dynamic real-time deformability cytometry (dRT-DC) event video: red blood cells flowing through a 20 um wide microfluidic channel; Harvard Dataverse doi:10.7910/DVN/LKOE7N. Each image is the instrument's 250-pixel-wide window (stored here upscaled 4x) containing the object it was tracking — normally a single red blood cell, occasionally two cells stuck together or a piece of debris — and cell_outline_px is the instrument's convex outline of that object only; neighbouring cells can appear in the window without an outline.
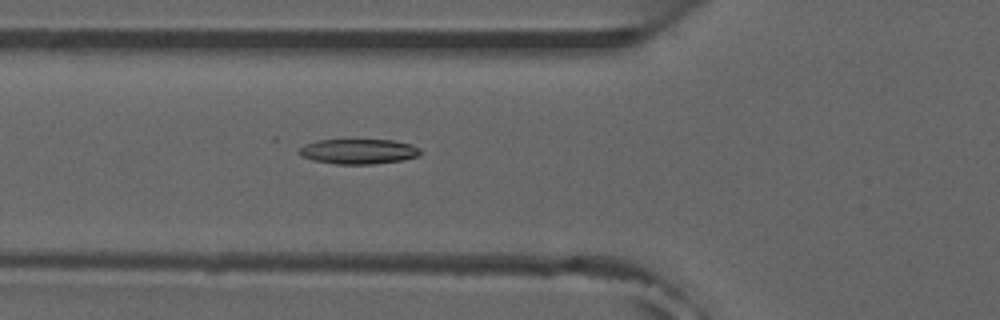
{"species": "common noctule bat (a hibernating species)", "species_latin": "Nyctalus noctula", "temperature_condition": "room temperature", "stored_images_in_passage": 47, "camera_frame_rate_fps": 3000, "um_per_image_px": 0.085, "animal": {"sex": "male", "forearm_length_mm": 52.5}, "frame": {"image": 1, "passage_image": 14, "time_ms": 4.333, "image_size_px": [1000, 320], "cell_outline_px": [[424, 152], [416, 156], [404, 160], [372, 164], [336, 164], [312, 160], [300, 156], [296, 152], [304, 144], [316, 140], [392, 140], [412, 144], [420, 148]], "centroid_in_image_um": [30.46, 12.87], "position_along_channel_um": 95.3, "area_um2": 17.92}, "authors_computed_cell_mechanics": {"area_um2": 18.6116, "velocity_mm_per_s": 3.9364, "shape_relaxation_time_tau1_ms": null, "shape_relaxation_time_tau2_ms": 4.6844, "deformation_change_tau1": null, "deformation_change_tau2": 0.163}}